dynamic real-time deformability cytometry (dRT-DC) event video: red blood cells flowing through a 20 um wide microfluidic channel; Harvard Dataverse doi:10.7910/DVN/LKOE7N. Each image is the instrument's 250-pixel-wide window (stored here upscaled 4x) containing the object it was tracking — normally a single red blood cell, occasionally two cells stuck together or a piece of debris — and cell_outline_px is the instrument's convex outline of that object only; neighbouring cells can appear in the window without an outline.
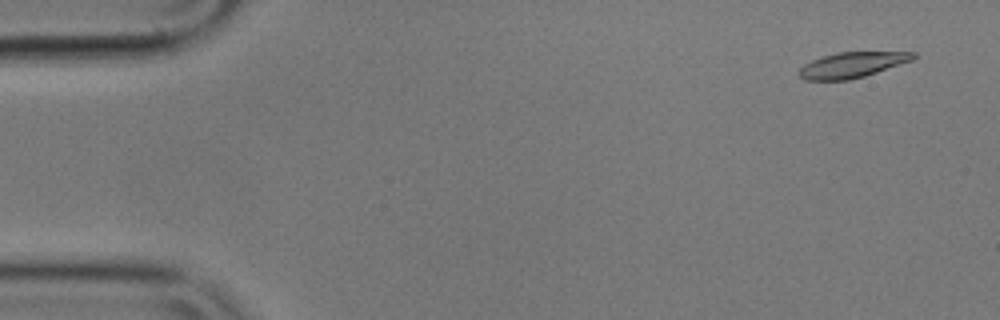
{"species": "common noctule bat (a hibernating species)", "species_latin": "Nyctalus noctula", "temperature_condition": "cold", "stored_images_in_passage": 56, "camera_frame_rate_fps": 3000, "um_per_image_px": 0.085, "animal": {"sex": "male", "body_mass_g": 17.9}, "frame": {"image": 1, "passage_image": 3, "time_ms": 0.667, "image_size_px": [1000, 320], "cell_outline_px": [[920, 56], [912, 60], [864, 76], [848, 80], [804, 80], [796, 72], [804, 64], [812, 60], [824, 56], [840, 52], [916, 52]], "centroid_in_image_um": [72.43, 5.51], "position_along_channel_um": 12.6, "area_um2": 16.88}}
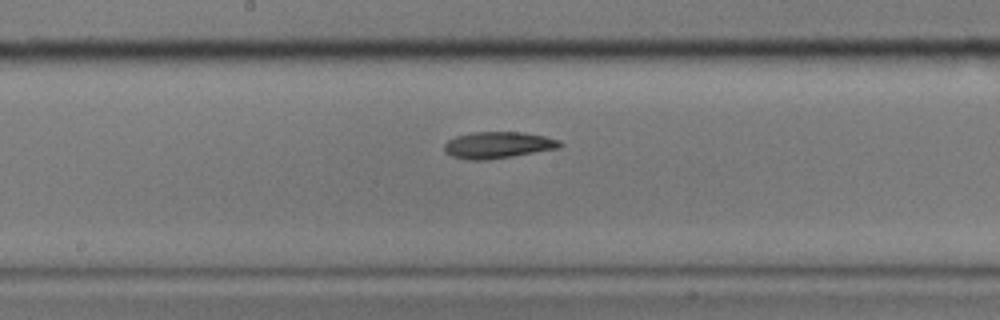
{"frame": {"image": 2, "passage_image": 29, "time_ms": 9.333, "image_size_px": [1000, 320], "cell_outline_px": [[564, 144], [560, 148], [488, 160], [468, 160], [452, 156], [444, 152], [444, 144], [448, 140], [456, 136], [472, 132], [524, 132], [544, 136], [560, 140]], "centroid_in_image_um": [42.33, 12.33], "position_along_channel_um": 205.9, "area_um2": 18.03}}
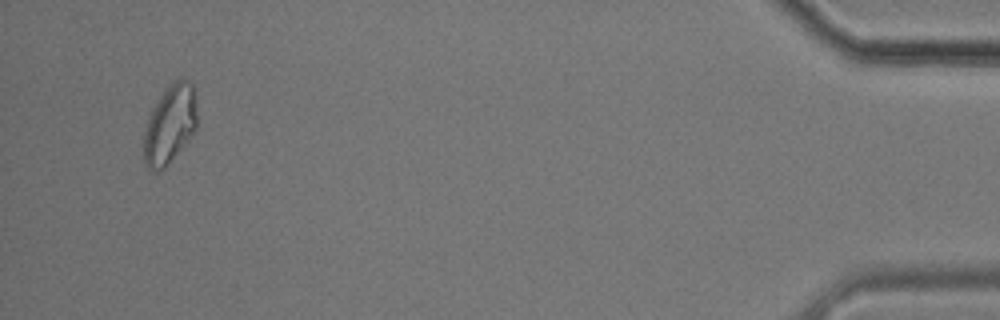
{"frame": {"image": 3, "passage_image": 54, "time_ms": 17.667, "image_size_px": [1000, 320], "cell_outline_px": [[196, 128], [188, 140], [168, 164], [164, 168], [156, 172], [148, 168], [144, 164], [144, 132], [148, 116], [152, 108], [164, 88], [180, 76], [192, 84], [196, 88]], "centroid_in_image_um": [14.44, 10.53], "position_along_channel_um": 420.8, "area_um2": 24.74}, "authors_computed_cell_mechanics": {"area_um2": 17.8024, "velocity_mm_per_s": 3.51, "shape_relaxation_time_tau1_ms": 3.7389, "shape_relaxation_time_tau2_ms": 11.3344, "deformation_change_tau1": 0.1503, "deformation_change_tau2": 0.1913}}